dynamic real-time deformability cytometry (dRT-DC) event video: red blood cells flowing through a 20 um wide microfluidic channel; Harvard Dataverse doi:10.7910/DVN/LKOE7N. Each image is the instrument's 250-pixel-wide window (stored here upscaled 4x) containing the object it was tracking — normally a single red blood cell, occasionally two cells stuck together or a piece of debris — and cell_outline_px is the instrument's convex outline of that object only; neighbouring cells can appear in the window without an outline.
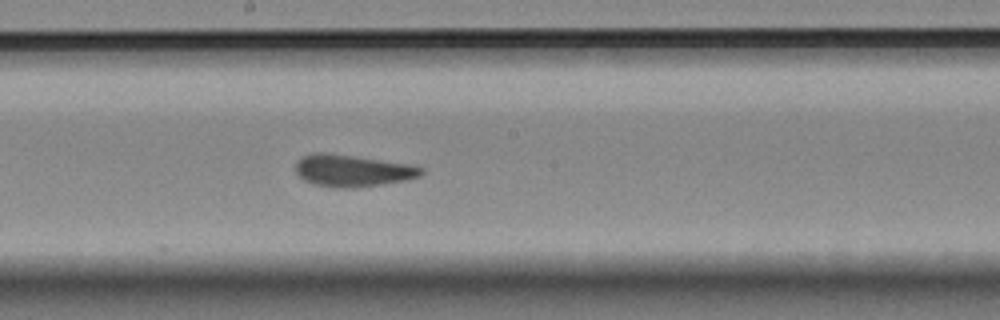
{"species": "Egyptian fruit bat (a non-hibernating species)", "species_latin": "Rousettus aegyptiacus", "temperature_condition": "room temperature", "stored_images_in_passage": 11, "segment_of_instrument_passage": [3, 3], "camera_frame_rate_fps": 3000, "um_per_image_px": 0.085, "animal": {"sex": "female"}, "frame": {"image": 1, "passage_image": 11, "time_ms": 13.667, "image_size_px": [1000, 320], "cell_outline_px": [[424, 172], [420, 176], [404, 180], [380, 184], [352, 188], [332, 188], [312, 184], [304, 180], [296, 172], [296, 160], [300, 156], [312, 152], [324, 152], [416, 164], [424, 168]], "centroid_in_image_um": [29.95, 14.49], "position_along_channel_um": 218.2, "area_um2": 23.81}}